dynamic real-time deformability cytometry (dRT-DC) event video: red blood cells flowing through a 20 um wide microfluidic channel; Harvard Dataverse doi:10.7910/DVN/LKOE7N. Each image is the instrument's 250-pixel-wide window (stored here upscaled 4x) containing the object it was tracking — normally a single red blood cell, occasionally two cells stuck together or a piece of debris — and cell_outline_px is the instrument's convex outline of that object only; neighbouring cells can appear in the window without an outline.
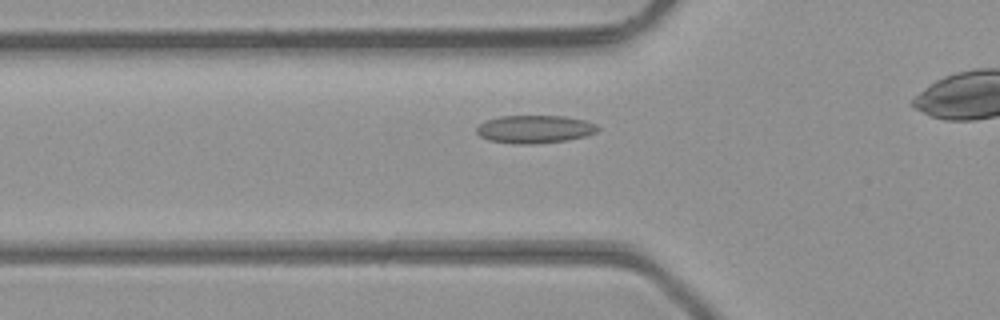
{"species": "common noctule bat (a hibernating species)", "species_latin": "Nyctalus noctula", "temperature_condition": "room temperature", "stored_images_in_passage": 34, "camera_frame_rate_fps": 3000, "um_per_image_px": 0.085, "animal": {"sex": "male", "body_mass_g": 23.1, "forearm_length_mm": 52.7}, "frame": {"image": 1, "passage_image": 12, "time_ms": 3.667, "image_size_px": [1000, 320], "cell_outline_px": [[600, 128], [596, 132], [584, 136], [568, 140], [532, 144], [512, 144], [488, 140], [480, 136], [476, 132], [476, 128], [480, 124], [488, 120], [500, 116], [564, 116], [584, 120], [596, 124]], "centroid_in_image_um": [45.44, 10.99], "position_along_channel_um": 80.4, "area_um2": 19.71}}
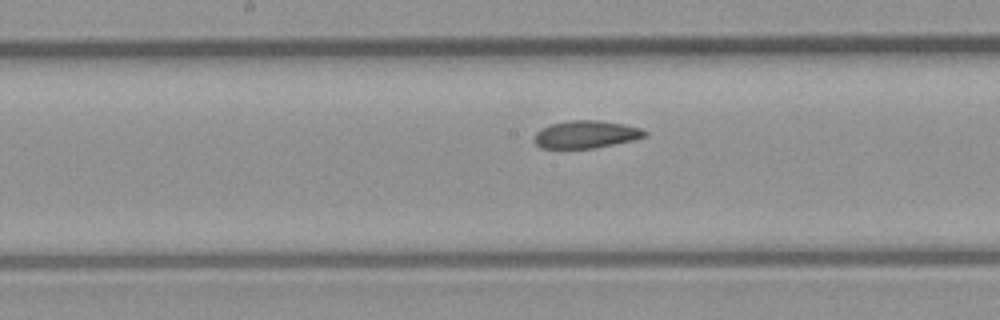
{"frame": {"image": 2, "passage_image": 20, "time_ms": 6.333, "image_size_px": [1000, 320], "cell_outline_px": [[648, 136], [632, 140], [592, 148], [540, 148], [532, 140], [536, 132], [552, 124], [568, 120], [600, 120], [624, 124], [640, 128], [648, 132]], "centroid_in_image_um": [49.81, 11.42], "position_along_channel_um": 198.4, "area_um2": 17.69}}
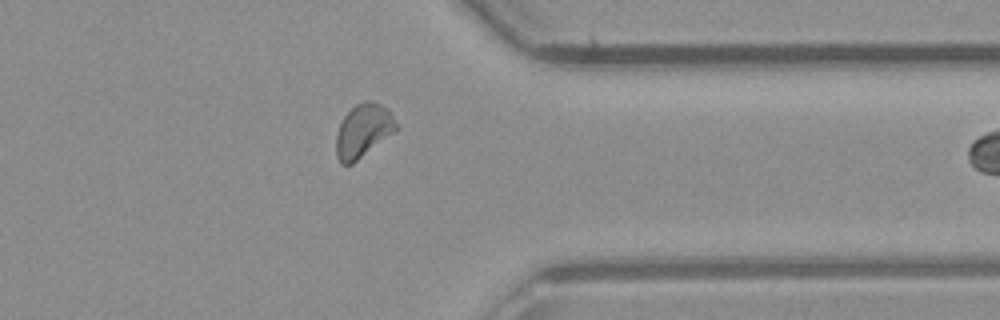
{"frame": {"image": 3, "passage_image": 33, "time_ms": 10.667, "image_size_px": [1000, 320], "cell_outline_px": [[400, 128], [352, 164], [340, 164], [336, 156], [336, 136], [340, 124], [344, 116], [356, 104], [364, 100], [372, 100], [388, 108]], "centroid_in_image_um": [30.89, 11.1], "position_along_channel_um": 380.5, "area_um2": 18.79}}